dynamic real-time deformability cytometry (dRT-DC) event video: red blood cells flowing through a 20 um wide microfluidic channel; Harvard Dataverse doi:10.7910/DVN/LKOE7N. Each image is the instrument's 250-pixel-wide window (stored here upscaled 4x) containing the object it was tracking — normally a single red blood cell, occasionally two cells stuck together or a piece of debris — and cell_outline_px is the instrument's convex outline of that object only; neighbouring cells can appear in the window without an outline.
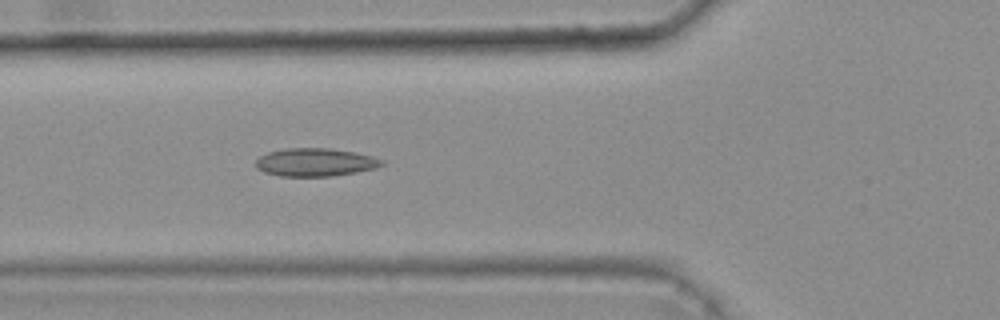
{"species": "common noctule bat (a hibernating species)", "species_latin": "Nyctalus noctula", "temperature_condition": "warm", "stored_images_in_passage": 5, "camera_frame_rate_fps": 3000, "um_per_image_px": 0.085, "animal": {"sex": "female", "body_mass_g": 25.1}, "frame": {"image": 1, "passage_image": 5, "time_ms": 1.333, "image_size_px": [1000, 320], "cell_outline_px": [[384, 164], [376, 168], [356, 172], [332, 176], [280, 176], [264, 172], [256, 168], [256, 160], [260, 156], [268, 152], [284, 148], [328, 148], [356, 152], [372, 156], [384, 160]], "centroid_in_image_um": [26.8, 13.79], "position_along_channel_um": 99.0, "area_um2": 20.69}}